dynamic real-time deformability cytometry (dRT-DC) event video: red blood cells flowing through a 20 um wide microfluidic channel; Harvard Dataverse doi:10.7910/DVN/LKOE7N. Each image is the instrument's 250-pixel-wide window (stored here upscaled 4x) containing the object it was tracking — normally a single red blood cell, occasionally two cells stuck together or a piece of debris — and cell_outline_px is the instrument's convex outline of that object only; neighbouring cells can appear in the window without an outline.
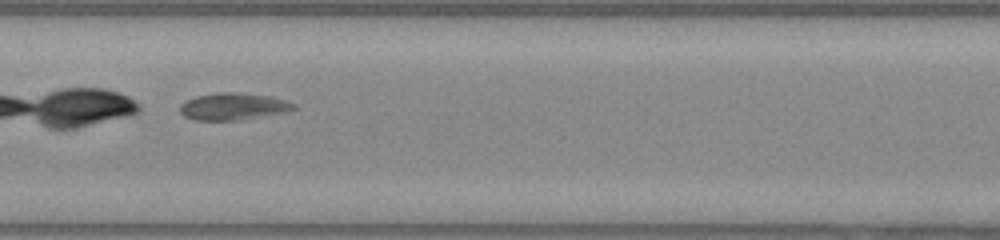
{"species": "common noctule bat (a hibernating species)", "species_latin": "Nyctalus noctula", "temperature_condition": "warm", "stored_images_in_passage": 38, "segment_of_instrument_passage": [1, 2], "camera_frame_rate_fps": 3000, "um_per_image_px": 0.085, "animal": {"sex": "male", "body_mass_g": 20.0, "forearm_length_mm": 53.3}, "frame": {"image": 1, "passage_image": 12, "time_ms": 3.667, "image_size_px": [1000, 240], "cell_outline_px": [[296, 108], [288, 112], [236, 120], [192, 120], [184, 116], [180, 112], [180, 104], [196, 96], [220, 92], [232, 92], [268, 96], [284, 100], [296, 104]], "centroid_in_image_um": [19.81, 9.06], "position_along_channel_um": 187.6, "area_um2": 17.74}}
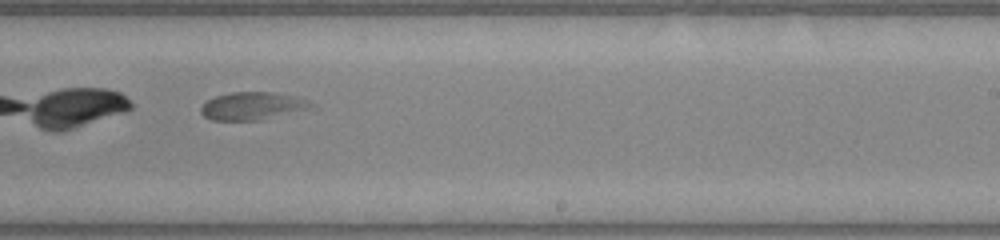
{"frame": {"image": 2, "passage_image": 18, "time_ms": 5.667, "image_size_px": [1000, 240], "cell_outline_px": [[320, 108], [260, 120], [212, 120], [204, 116], [200, 112], [200, 108], [208, 100], [216, 96], [232, 92], [272, 92], [296, 96], [308, 100], [316, 104]], "centroid_in_image_um": [21.6, 9.01], "position_along_channel_um": 267.4, "area_um2": 18.26}}
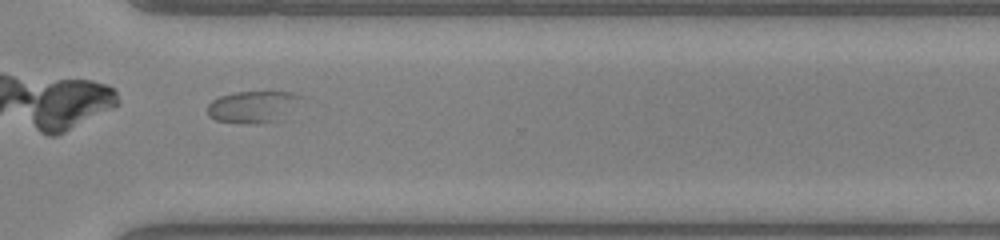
{"frame": {"image": 3, "passage_image": 24, "time_ms": 7.667, "image_size_px": [1000, 240], "cell_outline_px": [[304, 96], [268, 120], [256, 124], [248, 124], [216, 120], [208, 116], [208, 104], [212, 100], [220, 96], [236, 92], [292, 92]], "centroid_in_image_um": [21.29, 9.04], "position_along_channel_um": 349.3, "area_um2": 16.01}}